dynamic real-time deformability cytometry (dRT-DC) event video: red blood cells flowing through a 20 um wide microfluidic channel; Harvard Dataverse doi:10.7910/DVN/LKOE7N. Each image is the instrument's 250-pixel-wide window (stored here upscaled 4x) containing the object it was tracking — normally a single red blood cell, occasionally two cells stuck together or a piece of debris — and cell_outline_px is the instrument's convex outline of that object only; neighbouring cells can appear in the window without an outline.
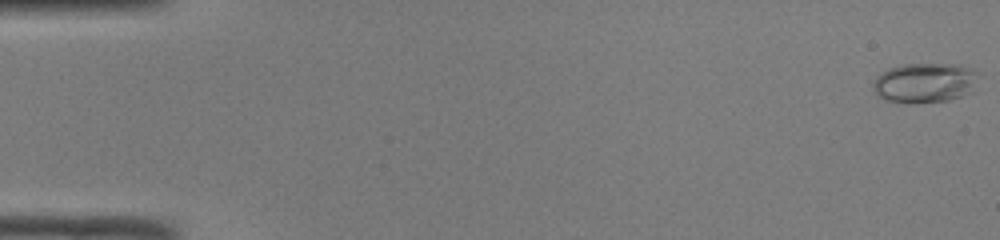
{"species": "common noctule bat (a hibernating species)", "species_latin": "Nyctalus noctula", "temperature_condition": "room temperature", "stored_images_in_passage": 51, "camera_frame_rate_fps": 3000, "um_per_image_px": 0.085, "animal": {"sex": "male", "body_mass_g": 19.0, "forearm_length_mm": 50.8}, "frame": {"image": 1, "passage_image": 1, "time_ms": 0.0, "image_size_px": [1000, 240], "cell_outline_px": [[976, 72], [972, 92], [948, 100], [912, 104], [884, 100], [876, 96], [872, 88], [872, 84], [876, 76], [880, 72], [888, 68], [904, 64], [960, 64]], "centroid_in_image_um": [78.51, 7.05], "position_along_channel_um": 6.5, "area_um2": 24.62}}
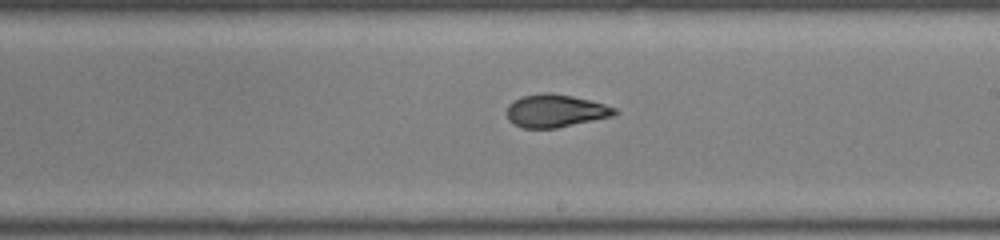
{"frame": {"image": 2, "passage_image": 30, "time_ms": 9.667, "image_size_px": [1000, 240], "cell_outline_px": [[620, 112], [612, 116], [556, 128], [524, 128], [508, 120], [508, 104], [524, 96], [544, 92], [552, 92], [572, 96], [604, 104], [616, 108]], "centroid_in_image_um": [47.23, 9.42], "position_along_channel_um": 241.8, "area_um2": 20.35}}
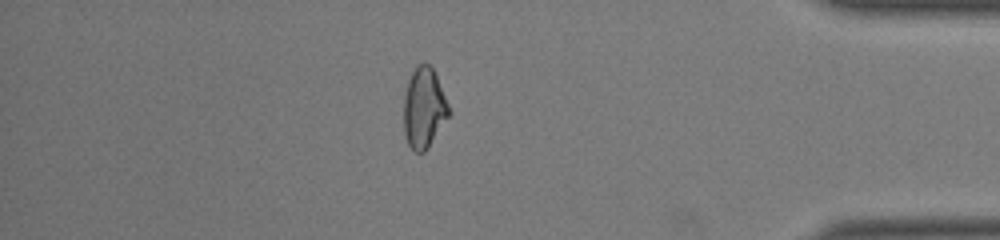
{"frame": {"image": 3, "passage_image": 44, "time_ms": 14.333, "image_size_px": [1000, 240], "cell_outline_px": [[452, 112], [428, 148], [424, 152], [416, 152], [408, 144], [404, 132], [404, 96], [408, 80], [416, 64], [424, 60], [432, 68], [436, 76]], "centroid_in_image_um": [36.04, 9.16], "position_along_channel_um": 399.2, "area_um2": 21.27}, "authors_computed_cell_mechanics": {"area_um2": 21.386, "velocity_mm_per_s": 4.0895, "shape_relaxation_time_tau1_ms": 5.1972, "shape_relaxation_time_tau2_ms": 1.7305, "deformation_change_tau1": 0.1885, "deformation_change_tau2": 0.0666}}